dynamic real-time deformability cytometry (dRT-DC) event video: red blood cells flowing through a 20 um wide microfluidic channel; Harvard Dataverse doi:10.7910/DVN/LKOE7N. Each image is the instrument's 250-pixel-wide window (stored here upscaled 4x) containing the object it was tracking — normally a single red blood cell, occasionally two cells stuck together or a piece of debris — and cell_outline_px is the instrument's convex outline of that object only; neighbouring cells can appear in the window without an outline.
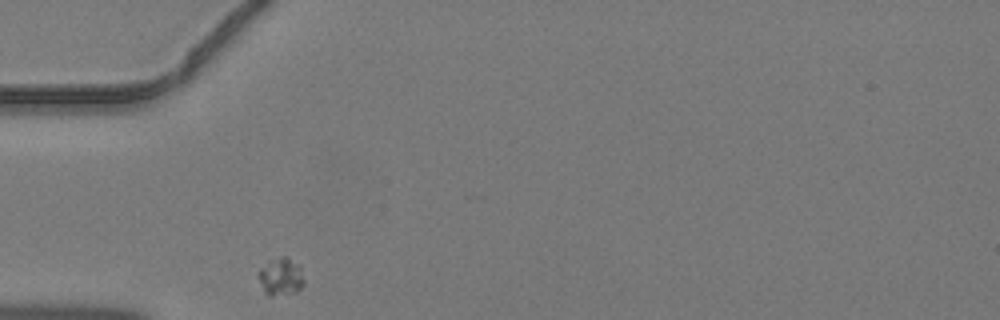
{"species": "common noctule bat (a hibernating species)", "species_latin": "Nyctalus noctula", "temperature_condition": "warm", "stored_images_in_passage": 25, "camera_frame_rate_fps": 3000, "um_per_image_px": 0.085, "animal": {"sex": "male", "body_mass_g": 19.2, "forearm_length_mm": 51.8}, "frame": {"image": 1, "passage_image": 1, "time_ms": 0.0, "image_size_px": [1000, 320], "cell_outline_px": [[304, 284], [296, 292], [272, 296], [268, 296], [264, 292], [256, 272], [268, 260], [280, 256], [288, 256], [300, 264], [304, 280]], "centroid_in_image_um": [23.86, 23.48], "position_along_channel_um": 61.1, "area_um2": 10.35}}
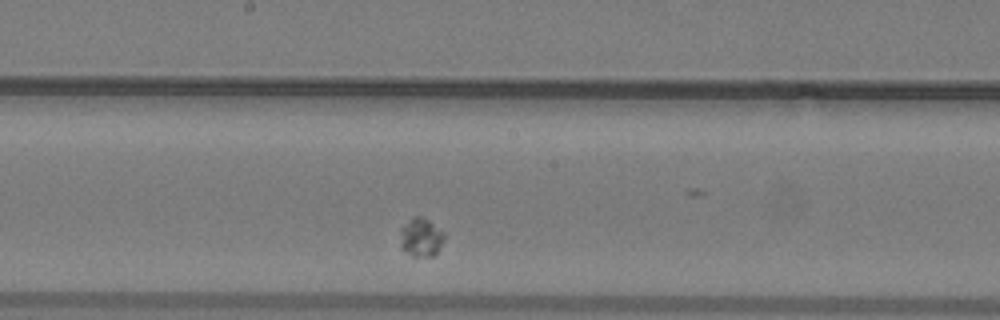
{"frame": {"image": 2, "passage_image": 12, "time_ms": 3.667, "image_size_px": [1000, 320], "cell_outline_px": [[444, 240], [440, 248], [432, 256], [412, 256], [400, 248], [400, 228], [412, 216], [420, 216], [428, 220], [444, 232]], "centroid_in_image_um": [35.76, 20.16], "position_along_channel_um": 212.4, "area_um2": 10.0}}